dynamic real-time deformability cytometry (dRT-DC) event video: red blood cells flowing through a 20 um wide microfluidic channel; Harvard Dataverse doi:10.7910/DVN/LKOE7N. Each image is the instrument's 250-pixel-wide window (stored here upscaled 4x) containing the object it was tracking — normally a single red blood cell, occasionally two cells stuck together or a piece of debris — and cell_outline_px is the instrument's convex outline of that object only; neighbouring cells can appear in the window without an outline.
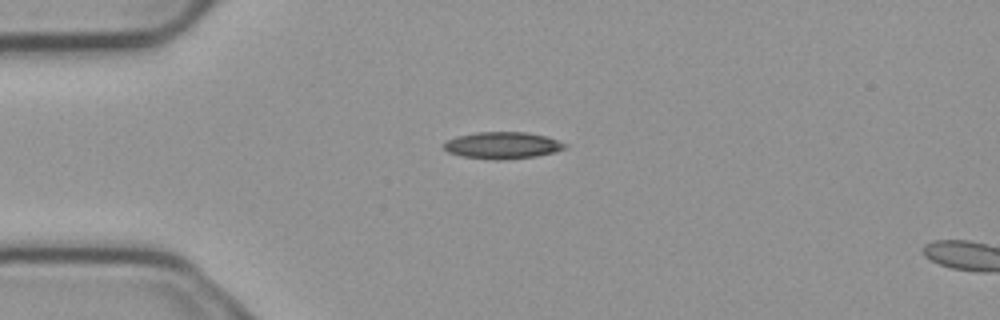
{"species": "common noctule bat (a hibernating species)", "species_latin": "Nyctalus noctula", "temperature_condition": "cold", "stored_images_in_passage": 2, "camera_frame_rate_fps": 3000, "um_per_image_px": 0.085, "animal": {"sex": "male", "body_mass_g": 23.1, "forearm_length_mm": 52.7}, "frame": {"image": 1, "passage_image": 1, "time_ms": 0.0, "image_size_px": [1000, 320], "cell_outline_px": [[568, 144], [564, 148], [552, 152], [536, 156], [500, 160], [496, 160], [464, 156], [448, 152], [444, 148], [444, 144], [448, 140], [456, 136], [476, 132], [524, 132], [548, 136]], "centroid_in_image_um": [42.72, 12.34], "position_along_channel_um": 42.3, "area_um2": 18.73}}